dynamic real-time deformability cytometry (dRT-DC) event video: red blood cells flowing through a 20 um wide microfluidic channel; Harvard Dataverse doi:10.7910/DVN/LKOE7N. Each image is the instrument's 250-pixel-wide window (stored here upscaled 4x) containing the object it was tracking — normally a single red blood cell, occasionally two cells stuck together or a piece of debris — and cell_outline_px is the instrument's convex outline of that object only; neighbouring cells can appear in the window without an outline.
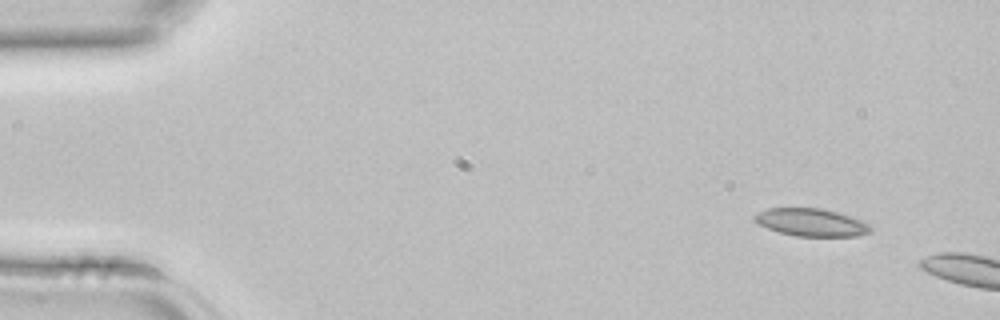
{"species": "common noctule bat (a hibernating species)", "species_latin": "Nyctalus noctula", "temperature_condition": "room temperature", "stored_images_in_passage": 4, "camera_frame_rate_fps": 3000, "um_per_image_px": 0.085, "animal": {"sex": "female", "body_mass_g": 22.7, "forearm_length_mm": 54.2}, "frame": {"image": 1, "passage_image": 1, "time_ms": 0.0, "image_size_px": [1000, 320], "cell_outline_px": [[872, 232], [856, 236], [796, 236], [780, 232], [768, 228], [752, 220], [752, 216], [768, 208], [820, 208], [836, 212], [860, 220], [868, 224], [872, 228]], "centroid_in_image_um": [68.94, 18.9], "position_along_channel_um": 16.1, "area_um2": 18.5}}
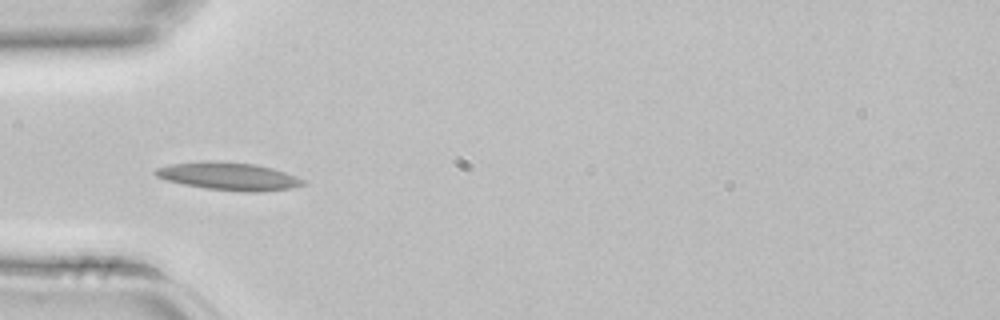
{"frame": {"image": 2, "passage_image": 4, "time_ms": 1.0, "image_size_px": [1000, 320], "cell_outline_px": [[304, 184], [292, 188], [260, 192], [244, 192], [204, 188], [184, 184], [168, 180], [156, 176], [152, 172], [156, 168], [168, 164], [208, 160], [220, 160], [256, 164], [272, 168], [296, 176], [304, 180]], "centroid_in_image_um": [19.41, 14.97], "position_along_channel_um": 65.6, "area_um2": 24.1}}